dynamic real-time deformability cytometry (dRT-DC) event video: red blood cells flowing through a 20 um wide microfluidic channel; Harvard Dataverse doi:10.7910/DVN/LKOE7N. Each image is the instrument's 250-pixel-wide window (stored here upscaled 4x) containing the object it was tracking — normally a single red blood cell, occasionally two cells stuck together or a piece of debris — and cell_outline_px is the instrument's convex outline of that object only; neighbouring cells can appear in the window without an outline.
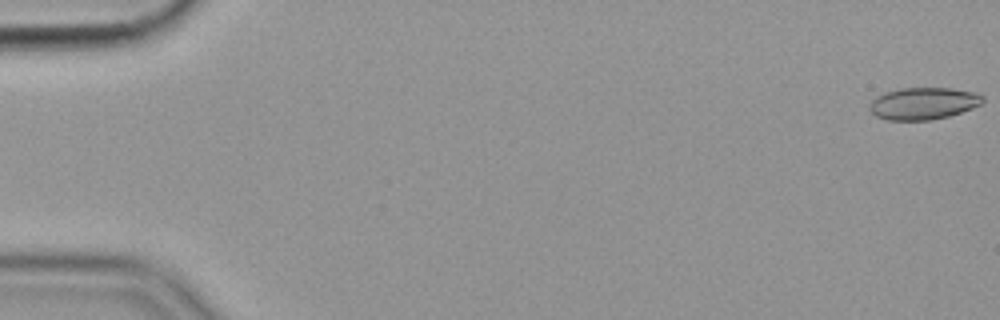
{"species": "common noctule bat (a hibernating species)", "species_latin": "Nyctalus noctula", "temperature_condition": "cold", "stored_images_in_passage": 57, "camera_frame_rate_fps": 3000, "um_per_image_px": 0.085, "animal": {"sex": "female", "body_mass_g": 19.9}, "frame": {"image": 1, "passage_image": 1, "time_ms": 0.0, "image_size_px": [1000, 320], "cell_outline_px": [[984, 100], [980, 104], [972, 108], [948, 116], [928, 120], [888, 120], [876, 116], [868, 108], [868, 104], [876, 96], [884, 92], [900, 88], [952, 88], [976, 92], [984, 96]], "centroid_in_image_um": [78.46, 8.78], "position_along_channel_um": 6.5, "area_um2": 21.21}}
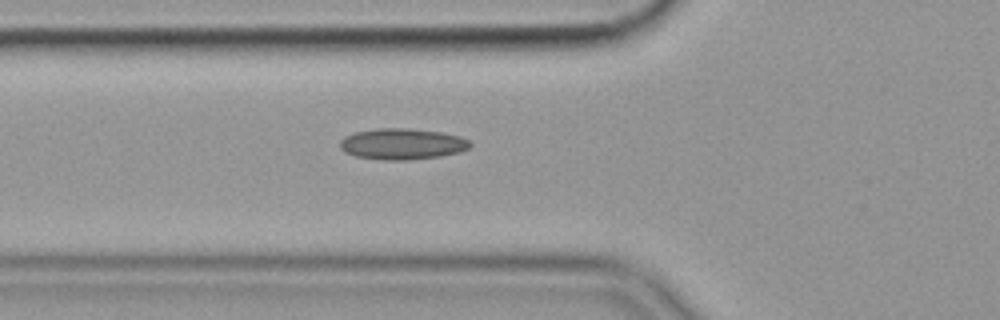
{"frame": {"image": 2, "passage_image": 21, "time_ms": 6.667, "image_size_px": [1000, 320], "cell_outline_px": [[472, 144], [468, 148], [460, 152], [440, 156], [408, 160], [384, 160], [356, 156], [344, 152], [340, 148], [340, 140], [344, 136], [356, 132], [376, 128], [408, 128], [444, 132], [460, 136], [468, 140]], "centroid_in_image_um": [34.19, 12.23], "position_along_channel_um": 91.6, "area_um2": 23.7}}
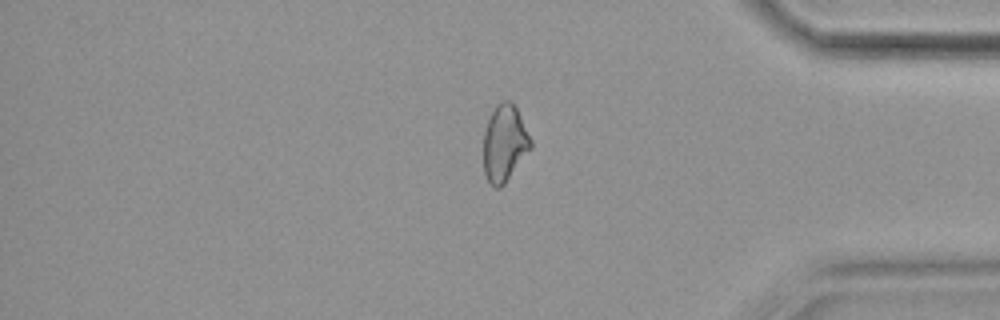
{"frame": {"image": 3, "passage_image": 48, "time_ms": 15.667, "image_size_px": [1000, 320], "cell_outline_px": [[532, 148], [504, 184], [500, 188], [496, 188], [488, 180], [484, 172], [484, 132], [488, 120], [496, 104], [504, 100], [508, 100], [516, 108], [532, 140]], "centroid_in_image_um": [42.89, 12.18], "position_along_channel_um": 392.3, "area_um2": 20.87}, "authors_computed_cell_mechanics": {"area_um2": 21.4438, "velocity_mm_per_s": 3.5741, "shape_relaxation_time_tau1_ms": null, "shape_relaxation_time_tau2_ms": 3.407, "deformation_change_tau1": null, "deformation_change_tau2": 0.109}}